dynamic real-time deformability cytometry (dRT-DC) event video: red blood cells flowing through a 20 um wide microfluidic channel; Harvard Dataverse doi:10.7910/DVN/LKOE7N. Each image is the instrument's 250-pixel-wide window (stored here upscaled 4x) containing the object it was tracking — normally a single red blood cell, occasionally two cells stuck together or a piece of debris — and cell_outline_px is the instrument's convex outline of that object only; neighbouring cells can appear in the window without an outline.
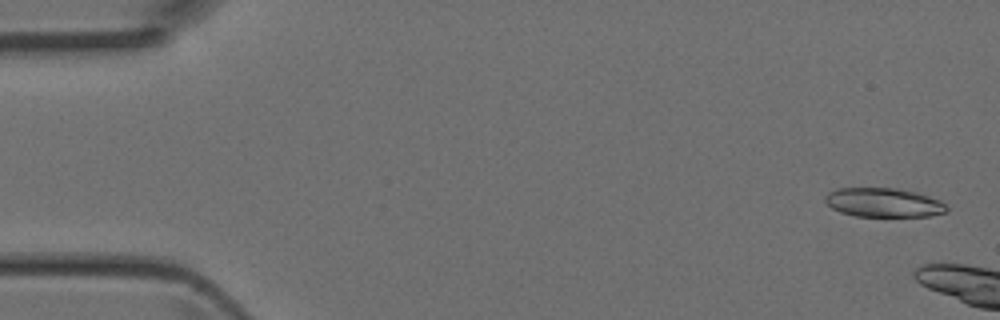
{"species": "Egyptian fruit bat (a non-hibernating species)", "species_latin": "Rousettus aegyptiacus", "temperature_condition": "room temperature", "stored_images_in_passage": 3, "camera_frame_rate_fps": 3000, "um_per_image_px": 0.085, "animal": {"sex": "female"}, "frame": {"image": 1, "passage_image": 1, "time_ms": 0.0, "image_size_px": [1000, 320], "cell_outline_px": [[948, 212], [932, 216], [856, 216], [840, 212], [832, 208], [824, 200], [824, 196], [828, 192], [836, 188], [896, 188], [916, 192], [940, 200], [948, 208]], "centroid_in_image_um": [75.1, 17.21], "position_along_channel_um": 9.9, "area_um2": 20.69}}